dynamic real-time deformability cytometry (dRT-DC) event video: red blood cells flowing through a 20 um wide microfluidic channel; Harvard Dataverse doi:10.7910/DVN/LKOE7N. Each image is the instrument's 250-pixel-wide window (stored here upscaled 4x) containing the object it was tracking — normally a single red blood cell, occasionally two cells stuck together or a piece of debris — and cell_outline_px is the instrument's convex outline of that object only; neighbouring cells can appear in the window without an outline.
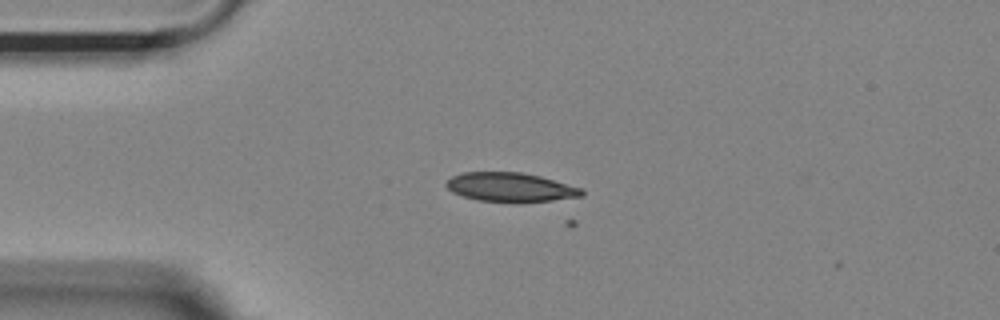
{"species": "Egyptian fruit bat (a non-hibernating species)", "species_latin": "Rousettus aegyptiacus", "temperature_condition": "room temperature", "stored_images_in_passage": 5, "camera_frame_rate_fps": 3000, "um_per_image_px": 0.085, "animal": {"sex": "female"}, "frame": {"image": 1, "passage_image": 2, "time_ms": 0.333, "image_size_px": [1000, 320], "cell_outline_px": [[584, 196], [552, 200], [476, 200], [452, 192], [444, 184], [452, 176], [464, 172], [520, 172], [540, 176], [580, 188], [584, 192]], "centroid_in_image_um": [43.35, 15.88], "position_along_channel_um": 41.6, "area_um2": 22.14}}